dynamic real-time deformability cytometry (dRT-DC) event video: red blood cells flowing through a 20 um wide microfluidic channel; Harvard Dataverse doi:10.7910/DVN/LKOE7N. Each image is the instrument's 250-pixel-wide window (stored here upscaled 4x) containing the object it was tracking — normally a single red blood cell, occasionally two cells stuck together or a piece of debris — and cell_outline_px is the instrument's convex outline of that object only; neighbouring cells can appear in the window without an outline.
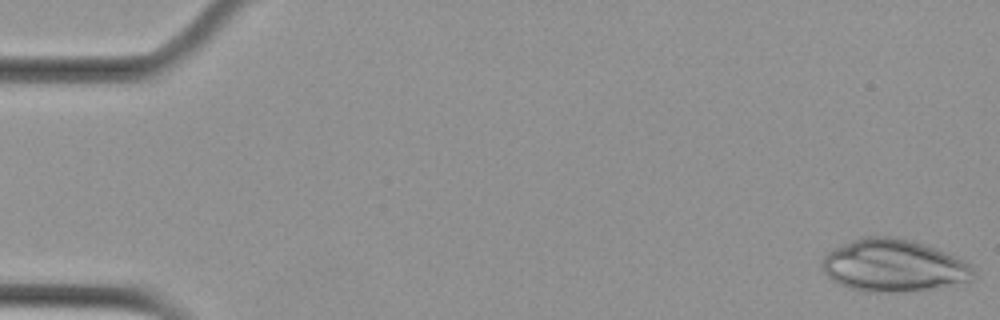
{"species": "Egyptian fruit bat (a non-hibernating species)", "species_latin": "Rousettus aegyptiacus", "temperature_condition": "cold", "stored_images_in_passage": 55, "camera_frame_rate_fps": 3000, "um_per_image_px": 0.085, "animal": {"sex": "female"}, "frame": {"image": 1, "passage_image": 1, "time_ms": 0.0, "image_size_px": [1000, 320], "cell_outline_px": [[976, 276], [972, 280], [940, 288], [884, 292], [868, 292], [848, 288], [832, 280], [824, 272], [824, 256], [828, 252], [852, 240], [864, 236], [888, 236], [908, 240], [944, 252], [964, 260], [972, 264], [976, 272]], "centroid_in_image_um": [76.0, 22.59], "position_along_channel_um": 9.0, "area_um2": 45.66}}
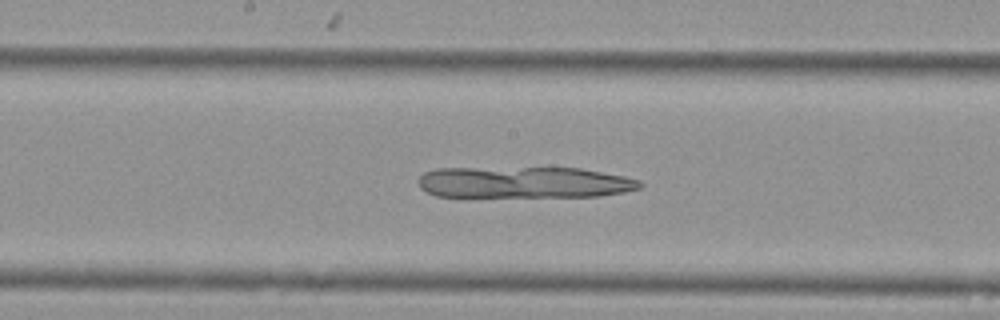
{"frame": {"image": 2, "passage_image": 29, "time_ms": 9.333, "image_size_px": [1000, 320], "cell_outline_px": [[644, 184], [640, 188], [624, 192], [600, 196], [464, 200], [436, 196], [420, 188], [420, 176], [424, 172], [436, 168], [580, 168], [624, 176], [640, 180]], "centroid_in_image_um": [44.47, 15.57], "position_along_channel_um": 203.7, "area_um2": 42.71}}
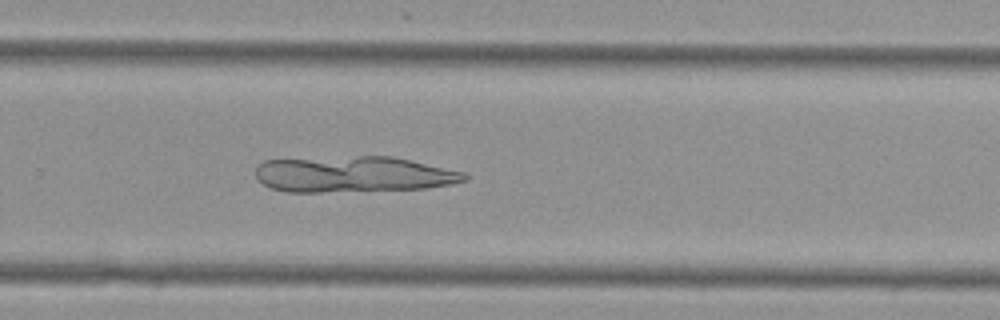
{"frame": {"image": 3, "passage_image": 37, "time_ms": 12.0, "image_size_px": [1000, 320], "cell_outline_px": [[468, 180], [452, 184], [428, 188], [320, 192], [284, 192], [272, 188], [264, 184], [256, 176], [256, 164], [264, 160], [360, 156], [392, 156], [464, 172], [468, 176]], "centroid_in_image_um": [30.04, 14.82], "position_along_channel_um": 299.8, "area_um2": 43.75}}